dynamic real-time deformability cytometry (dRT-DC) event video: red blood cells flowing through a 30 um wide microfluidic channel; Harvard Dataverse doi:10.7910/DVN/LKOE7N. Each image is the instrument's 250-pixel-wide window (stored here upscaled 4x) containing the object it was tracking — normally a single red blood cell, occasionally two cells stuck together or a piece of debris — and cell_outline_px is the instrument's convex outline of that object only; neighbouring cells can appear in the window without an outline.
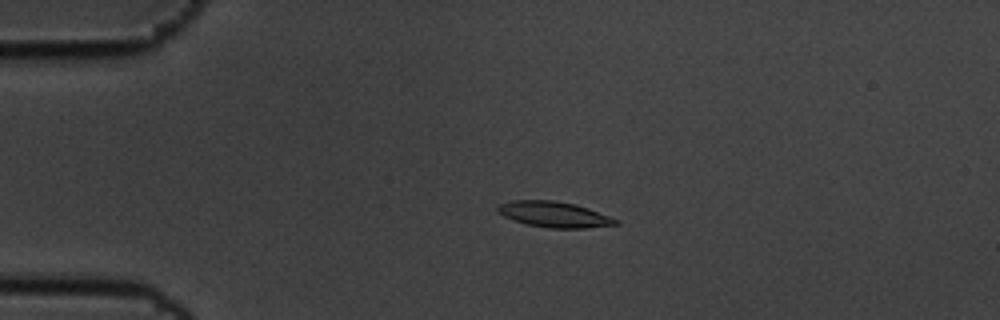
{"species": "common noctule bat (a hibernating species)", "species_latin": "Nyctalus noctula", "temperature_condition": "cold", "stored_images_in_passage": 60, "camera_frame_rate_fps": 3000, "um_per_image_px": 0.085, "animal": {"sex": "male", "body_mass_g": 19.5, "forearm_length_mm": 54.6}, "frame": {"image": 1, "passage_image": 14, "time_ms": 4.333, "image_size_px": [1000, 320], "cell_outline_px": [[620, 224], [584, 228], [548, 228], [528, 224], [512, 220], [496, 212], [496, 208], [500, 204], [512, 200], [552, 200], [576, 204], [588, 208], [620, 220]], "centroid_in_image_um": [47.1, 18.22], "position_along_channel_um": 37.9, "area_um2": 17.74}}
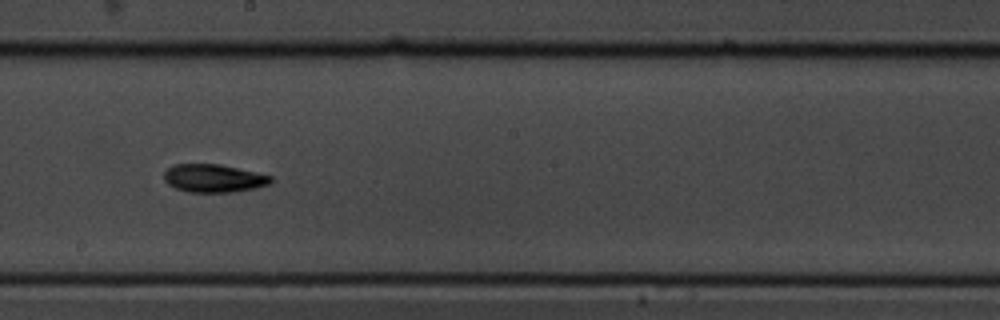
{"frame": {"image": 2, "passage_image": 34, "time_ms": 11.0, "image_size_px": [1000, 320], "cell_outline_px": [[272, 184], [256, 188], [232, 192], [188, 192], [176, 188], [168, 184], [164, 180], [164, 172], [172, 164], [220, 164], [272, 176]], "centroid_in_image_um": [18.16, 15.15], "position_along_channel_um": 230.0, "area_um2": 17.51}}
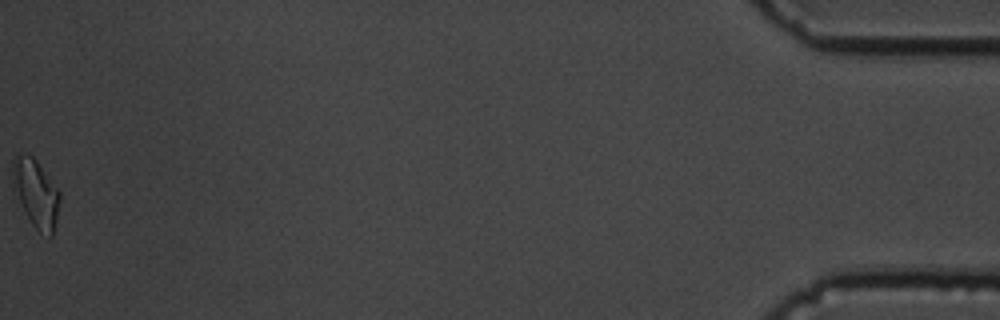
{"frame": {"image": 3, "passage_image": 60, "time_ms": 19.667, "image_size_px": [1000, 320], "cell_outline_px": [[60, 200], [56, 220], [52, 236], [48, 236], [40, 232], [32, 224], [24, 212], [12, 192], [12, 156], [16, 152], [32, 156], [36, 160], [60, 192]], "centroid_in_image_um": [2.99, 16.39], "position_along_channel_um": 432.2, "area_um2": 18.96}, "authors_computed_cell_mechanics": {"area_um2": 17.0221, "velocity_mm_per_s": 3.4171, "shape_relaxation_time_tau1_ms": 3.4249, "shape_relaxation_time_tau2_ms": 11.2679, "deformation_change_tau1": 0.1229, "deformation_change_tau2": 0.1723}}